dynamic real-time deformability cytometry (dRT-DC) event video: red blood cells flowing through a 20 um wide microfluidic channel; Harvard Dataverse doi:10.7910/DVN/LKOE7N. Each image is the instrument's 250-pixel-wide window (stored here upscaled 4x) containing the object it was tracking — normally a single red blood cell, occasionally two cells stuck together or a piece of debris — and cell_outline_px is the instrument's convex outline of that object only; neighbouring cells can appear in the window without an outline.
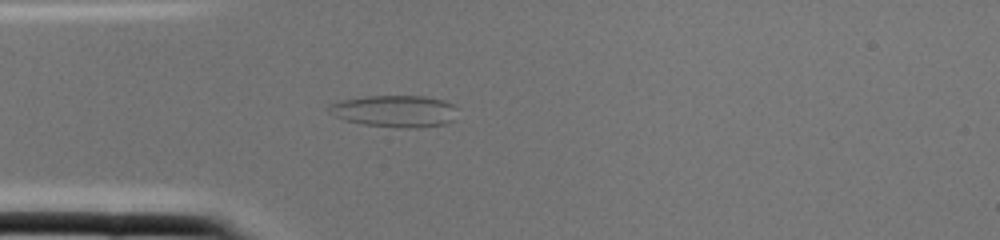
{"species": "common noctule bat (a hibernating species)", "species_latin": "Nyctalus noctula", "temperature_condition": "cold", "stored_images_in_passage": 1, "camera_frame_rate_fps": 3000, "um_per_image_px": 0.085, "animal": {"sex": "female", "body_mass_g": 22.0, "forearm_length_mm": 56.7}, "frame": {"image": 1, "passage_image": 1, "time_ms": 0.0, "image_size_px": [1000, 240], "cell_outline_px": [[460, 108], [452, 120], [444, 124], [416, 128], [396, 128], [364, 124], [344, 120], [328, 112], [328, 108], [332, 104], [344, 100], [364, 96], [424, 96], [444, 100], [456, 104]], "centroid_in_image_um": [33.63, 9.45], "position_along_channel_um": 51.4, "area_um2": 24.04}}